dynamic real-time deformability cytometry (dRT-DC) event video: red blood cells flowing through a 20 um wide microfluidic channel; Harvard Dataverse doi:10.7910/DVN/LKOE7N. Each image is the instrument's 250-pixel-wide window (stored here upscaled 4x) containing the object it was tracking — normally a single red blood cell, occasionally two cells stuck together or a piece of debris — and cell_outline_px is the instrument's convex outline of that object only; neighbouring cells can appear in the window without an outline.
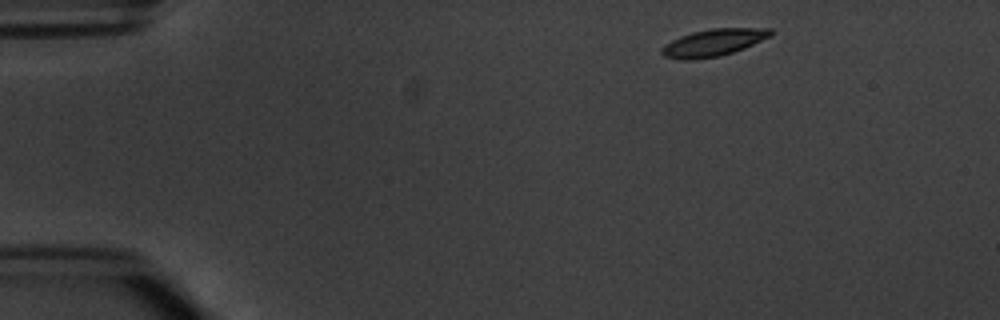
{"species": "common noctule bat (a hibernating species)", "species_latin": "Nyctalus noctula", "temperature_condition": "warm", "stored_images_in_passage": 6, "camera_frame_rate_fps": 3000, "um_per_image_px": 0.085, "animal": {"sex": "male", "body_mass_g": 20.1, "forearm_length_mm": 53.5}, "frame": {"image": 1, "passage_image": 1, "time_ms": 0.0, "image_size_px": [1000, 320], "cell_outline_px": [[772, 36], [744, 48], [720, 56], [692, 60], [680, 60], [664, 56], [660, 52], [664, 44], [680, 36], [692, 32], [712, 28], [772, 28]], "centroid_in_image_um": [60.63, 3.62], "position_along_channel_um": 24.4, "area_um2": 17.28}}